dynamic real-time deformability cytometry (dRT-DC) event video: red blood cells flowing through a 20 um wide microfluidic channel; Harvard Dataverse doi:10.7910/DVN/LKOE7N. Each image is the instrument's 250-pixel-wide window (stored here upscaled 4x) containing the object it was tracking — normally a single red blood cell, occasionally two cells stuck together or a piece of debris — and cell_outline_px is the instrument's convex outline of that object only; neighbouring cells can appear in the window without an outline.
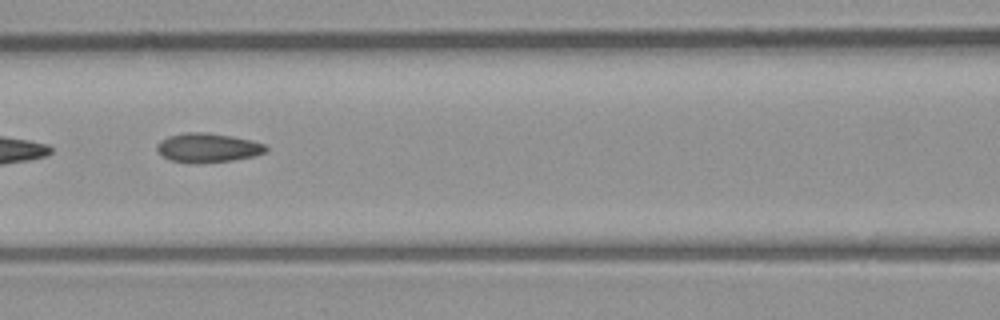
{"species": "common noctule bat (a hibernating species)", "species_latin": "Nyctalus noctula", "temperature_condition": "room temperature", "stored_images_in_passage": 9, "camera_frame_rate_fps": 3000, "um_per_image_px": 0.085, "animal": {"sex": "male", "body_mass_g": 23.1, "forearm_length_mm": 52.7}, "frame": {"image": 1, "passage_image": 7, "time_ms": 7.0, "image_size_px": [1000, 320], "cell_outline_px": [[268, 148], [264, 152], [252, 156], [232, 160], [196, 164], [172, 160], [164, 156], [156, 148], [156, 144], [160, 140], [168, 136], [188, 132], [208, 132], [232, 136], [252, 140], [264, 144]], "centroid_in_image_um": [17.65, 12.55], "position_along_channel_um": 149.0, "area_um2": 18.44}}
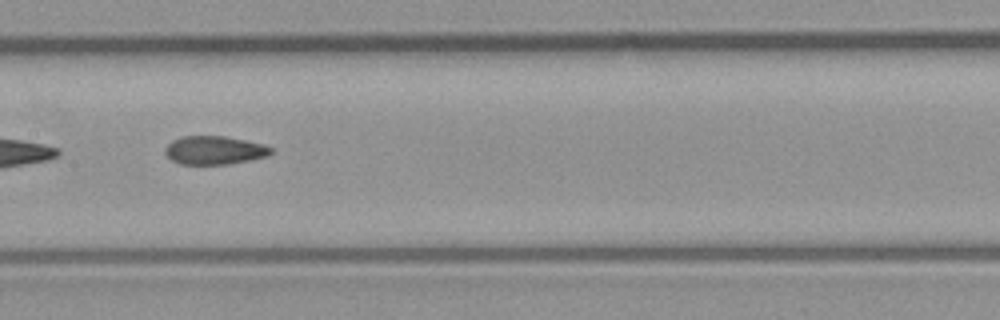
{"frame": {"image": 2, "passage_image": 8, "time_ms": 8.0, "image_size_px": [1000, 320], "cell_outline_px": [[272, 152], [268, 156], [228, 164], [180, 164], [172, 160], [164, 152], [164, 148], [172, 140], [180, 136], [224, 136], [264, 144], [272, 148]], "centroid_in_image_um": [18.2, 12.76], "position_along_channel_um": 189.2, "area_um2": 17.51}}
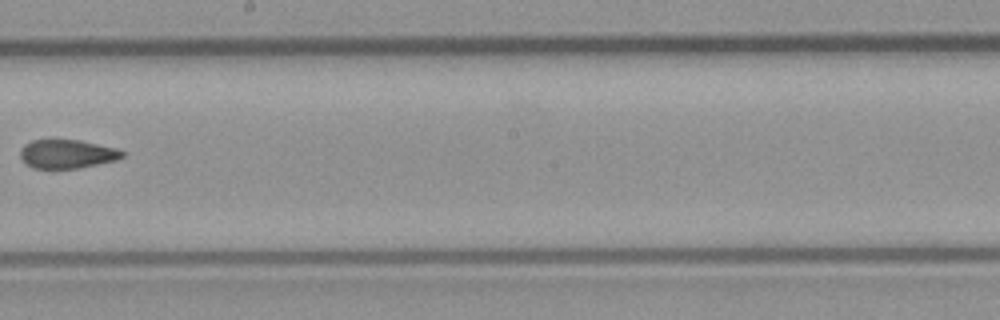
{"frame": {"image": 3, "passage_image": 9, "time_ms": 9.333, "image_size_px": [1000, 320], "cell_outline_px": [[124, 156], [116, 160], [76, 168], [32, 168], [20, 156], [20, 152], [24, 144], [32, 140], [48, 136], [80, 140], [116, 148], [124, 152]], "centroid_in_image_um": [5.66, 13.02], "position_along_channel_um": 242.5, "area_um2": 17.51}}